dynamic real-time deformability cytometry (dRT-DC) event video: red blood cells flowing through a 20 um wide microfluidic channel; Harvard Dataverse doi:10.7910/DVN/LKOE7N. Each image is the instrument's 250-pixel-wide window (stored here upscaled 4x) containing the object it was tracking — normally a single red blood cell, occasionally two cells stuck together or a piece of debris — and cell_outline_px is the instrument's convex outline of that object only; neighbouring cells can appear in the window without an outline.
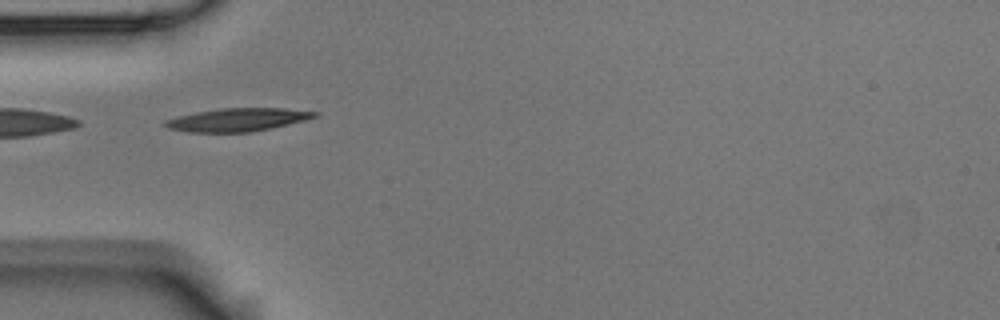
{"species": "Egyptian fruit bat (a non-hibernating species)", "species_latin": "Rousettus aegyptiacus", "temperature_condition": "room temperature", "stored_images_in_passage": 1, "camera_frame_rate_fps": 3000, "um_per_image_px": 0.085, "animal": {"sex": "male"}, "frame": {"image": 1, "passage_image": 1, "time_ms": 0.0, "image_size_px": [1000, 320], "cell_outline_px": [[320, 116], [272, 128], [252, 132], [188, 132], [168, 128], [160, 124], [164, 120], [176, 116], [196, 112], [220, 108], [284, 108], [320, 112]], "centroid_in_image_um": [20.17, 10.17], "position_along_channel_um": 64.8, "area_um2": 20.35}}